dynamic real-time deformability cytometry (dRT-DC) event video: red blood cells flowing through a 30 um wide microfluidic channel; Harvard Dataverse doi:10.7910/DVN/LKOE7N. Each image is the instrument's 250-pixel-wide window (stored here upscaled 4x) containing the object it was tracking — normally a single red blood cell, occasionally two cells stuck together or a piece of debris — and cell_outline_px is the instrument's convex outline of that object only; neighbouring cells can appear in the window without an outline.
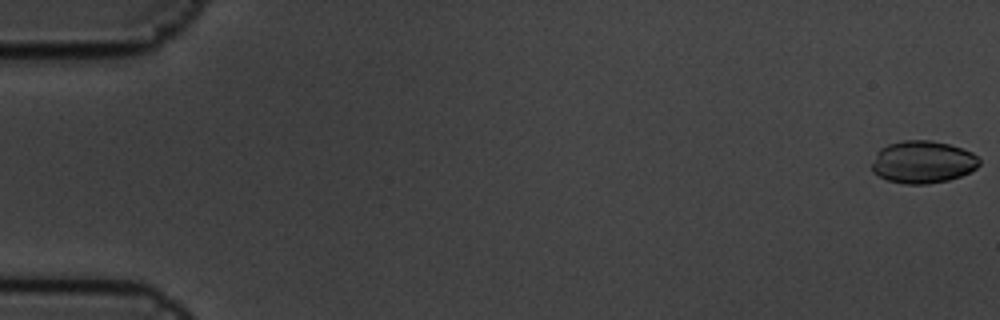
{"species": "common noctule bat (a hibernating species)", "species_latin": "Nyctalus noctula", "temperature_condition": "cold", "stored_images_in_passage": 6, "camera_frame_rate_fps": 3000, "um_per_image_px": 0.085, "animal": {"sex": "male", "body_mass_g": 19.5, "forearm_length_mm": 54.6}, "frame": {"image": 1, "passage_image": 1, "time_ms": 0.0, "image_size_px": [1000, 320], "cell_outline_px": [[980, 164], [972, 172], [948, 180], [928, 184], [904, 184], [888, 180], [872, 172], [872, 164], [876, 152], [880, 148], [888, 144], [904, 140], [928, 140], [948, 144], [972, 152], [980, 160]], "centroid_in_image_um": [78.43, 13.78], "position_along_channel_um": 6.6, "area_um2": 26.59}}